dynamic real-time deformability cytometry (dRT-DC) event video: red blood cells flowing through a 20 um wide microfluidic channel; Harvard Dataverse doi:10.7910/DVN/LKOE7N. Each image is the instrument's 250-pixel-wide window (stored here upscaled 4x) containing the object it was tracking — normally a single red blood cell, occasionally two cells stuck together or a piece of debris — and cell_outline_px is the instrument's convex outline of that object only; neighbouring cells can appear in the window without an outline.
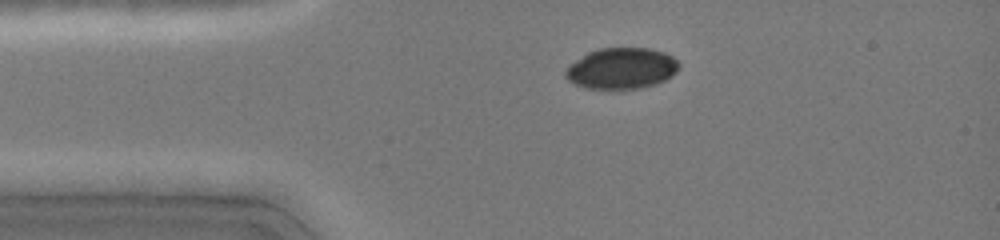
{"species": "common noctule bat (a hibernating species)", "species_latin": "Nyctalus noctula", "temperature_condition": "cold", "stored_images_in_passage": 20, "camera_frame_rate_fps": 3000, "um_per_image_px": 0.085, "animal": {"sex": "female", "body_mass_g": 19.0, "forearm_length_mm": 51.5}, "frame": {"image": 1, "passage_image": 6, "time_ms": 2.333, "image_size_px": [1000, 240], "cell_outline_px": [[680, 68], [672, 76], [656, 84], [640, 88], [584, 88], [568, 80], [564, 76], [564, 72], [576, 60], [588, 52], [600, 48], [648, 48], [664, 52], [672, 56], [680, 64]], "centroid_in_image_um": [52.86, 5.81], "position_along_channel_um": 32.1, "area_um2": 26.99}}